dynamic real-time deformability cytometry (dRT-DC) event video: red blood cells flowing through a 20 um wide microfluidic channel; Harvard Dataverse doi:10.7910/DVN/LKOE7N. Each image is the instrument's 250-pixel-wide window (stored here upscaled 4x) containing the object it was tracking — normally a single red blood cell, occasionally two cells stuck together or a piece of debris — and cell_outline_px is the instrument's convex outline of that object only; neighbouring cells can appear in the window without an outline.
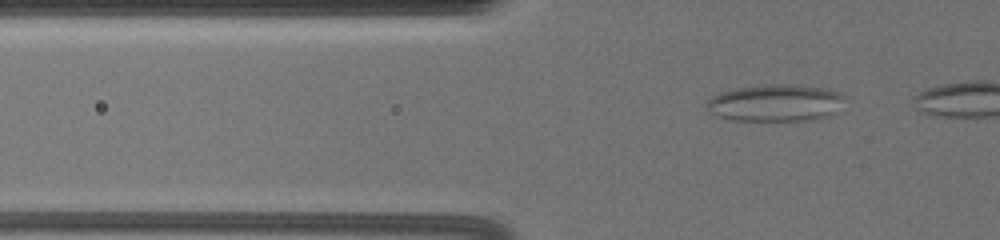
{"species": "common noctule bat (a hibernating species)", "species_latin": "Nyctalus noctula", "temperature_condition": "warm", "stored_images_in_passage": 8, "camera_frame_rate_fps": 3000, "um_per_image_px": 0.085, "animal": {"sex": "female", "body_mass_g": 19.5, "forearm_length_mm": 54.1}, "frame": {"image": 1, "passage_image": 6, "time_ms": 1.667, "image_size_px": [1000, 240], "cell_outline_px": [[844, 96], [832, 116], [812, 120], [732, 120], [716, 116], [708, 108], [708, 100], [712, 96], [720, 92], [736, 88], [768, 84], [788, 84], [820, 88], [840, 92]], "centroid_in_image_um": [65.9, 8.75], "position_along_channel_um": 59.9, "area_um2": 29.42}}